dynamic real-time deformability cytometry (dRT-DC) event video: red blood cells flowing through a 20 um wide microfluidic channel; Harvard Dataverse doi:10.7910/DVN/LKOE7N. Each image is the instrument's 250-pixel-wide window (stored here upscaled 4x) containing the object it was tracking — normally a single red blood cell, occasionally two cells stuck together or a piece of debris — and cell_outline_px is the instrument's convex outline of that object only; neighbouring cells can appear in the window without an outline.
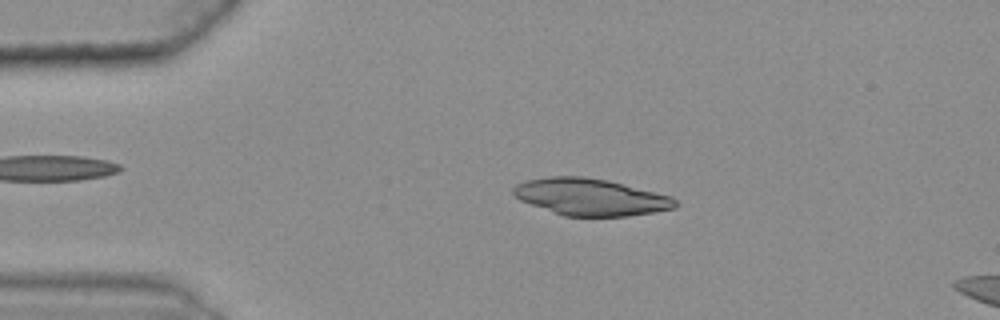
{"species": "common noctule bat (a hibernating species)", "species_latin": "Nyctalus noctula", "temperature_condition": "warm", "stored_images_in_passage": 14, "camera_frame_rate_fps": 3000, "um_per_image_px": 0.085, "animal": {"sex": "female", "body_mass_g": 25.1}, "frame": {"image": 1, "passage_image": 8, "time_ms": 2.333, "image_size_px": [1000, 320], "cell_outline_px": [[680, 204], [676, 208], [628, 216], [564, 216], [520, 200], [512, 192], [512, 188], [516, 184], [528, 180], [548, 176], [584, 176], [608, 180], [672, 196]], "centroid_in_image_um": [50.22, 16.74], "position_along_channel_um": 34.8, "area_um2": 34.8}}